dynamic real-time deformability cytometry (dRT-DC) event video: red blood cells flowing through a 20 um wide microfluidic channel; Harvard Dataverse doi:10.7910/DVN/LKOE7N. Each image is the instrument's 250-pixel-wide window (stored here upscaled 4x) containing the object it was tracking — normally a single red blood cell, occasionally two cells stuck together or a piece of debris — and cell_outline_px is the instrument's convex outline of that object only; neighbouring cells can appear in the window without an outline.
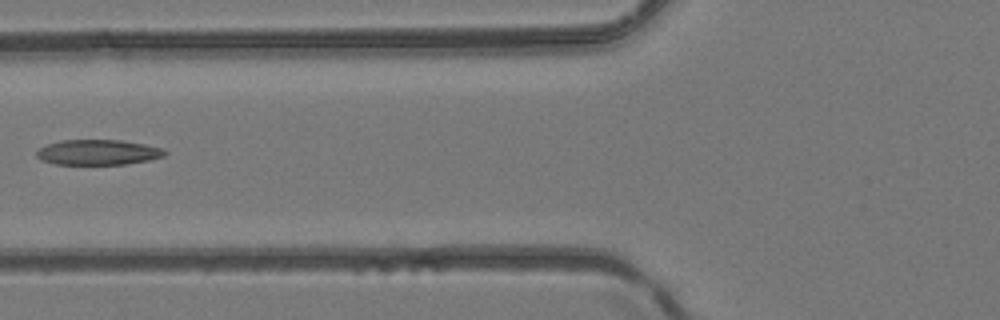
{"species": "common noctule bat (a hibernating species)", "species_latin": "Nyctalus noctula", "temperature_condition": "room temperature", "stored_images_in_passage": 6, "camera_frame_rate_fps": 3000, "um_per_image_px": 0.085, "animal": {"sex": "female", "body_mass_g": 24.6, "forearm_length_mm": 56.2}, "frame": {"image": 1, "passage_image": 6, "time_ms": 1.667, "image_size_px": [1000, 320], "cell_outline_px": [[168, 152], [164, 156], [148, 160], [124, 164], [56, 164], [40, 160], [36, 156], [36, 152], [40, 148], [48, 144], [60, 140], [120, 140], [144, 144], [164, 148]], "centroid_in_image_um": [8.33, 12.94], "position_along_channel_um": 117.5, "area_um2": 18.84}}